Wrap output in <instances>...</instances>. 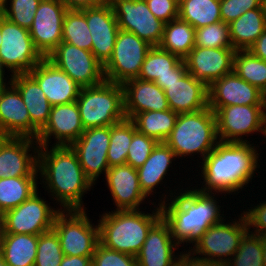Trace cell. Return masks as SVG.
Masks as SVG:
<instances>
[{"instance_id":"1","label":"cell","mask_w":266,"mask_h":266,"mask_svg":"<svg viewBox=\"0 0 266 266\" xmlns=\"http://www.w3.org/2000/svg\"><path fill=\"white\" fill-rule=\"evenodd\" d=\"M250 142H218L202 160L200 176L203 178L200 192L235 194L252 182L260 167L258 150ZM251 180V181H250Z\"/></svg>"},{"instance_id":"2","label":"cell","mask_w":266,"mask_h":266,"mask_svg":"<svg viewBox=\"0 0 266 266\" xmlns=\"http://www.w3.org/2000/svg\"><path fill=\"white\" fill-rule=\"evenodd\" d=\"M48 148H38L40 184H44L45 191L53 196L50 199H55L61 210L86 209L82 197L93 184L85 176L76 153L70 146L50 145Z\"/></svg>"},{"instance_id":"3","label":"cell","mask_w":266,"mask_h":266,"mask_svg":"<svg viewBox=\"0 0 266 266\" xmlns=\"http://www.w3.org/2000/svg\"><path fill=\"white\" fill-rule=\"evenodd\" d=\"M186 188L179 189V193L171 190L170 199L165 195L158 203L162 218L169 224L172 237L180 247L182 243L193 244L201 233L226 217L221 214V206L214 197L218 194L200 192L197 186L191 190L190 186Z\"/></svg>"},{"instance_id":"4","label":"cell","mask_w":266,"mask_h":266,"mask_svg":"<svg viewBox=\"0 0 266 266\" xmlns=\"http://www.w3.org/2000/svg\"><path fill=\"white\" fill-rule=\"evenodd\" d=\"M152 213L137 210H114L99 216V243L104 247L136 257L149 230L162 218L161 207Z\"/></svg>"},{"instance_id":"5","label":"cell","mask_w":266,"mask_h":266,"mask_svg":"<svg viewBox=\"0 0 266 266\" xmlns=\"http://www.w3.org/2000/svg\"><path fill=\"white\" fill-rule=\"evenodd\" d=\"M217 140L216 116L208 106L197 112L179 114L165 143L178 159L199 154L203 160L216 147Z\"/></svg>"},{"instance_id":"6","label":"cell","mask_w":266,"mask_h":266,"mask_svg":"<svg viewBox=\"0 0 266 266\" xmlns=\"http://www.w3.org/2000/svg\"><path fill=\"white\" fill-rule=\"evenodd\" d=\"M84 129L115 125L126 119L122 84L104 80L83 87L76 100Z\"/></svg>"},{"instance_id":"7","label":"cell","mask_w":266,"mask_h":266,"mask_svg":"<svg viewBox=\"0 0 266 266\" xmlns=\"http://www.w3.org/2000/svg\"><path fill=\"white\" fill-rule=\"evenodd\" d=\"M238 217L239 221L234 218L235 221L229 220L226 223V219L223 218L219 223L210 226L198 236L192 244L193 248L189 247L187 251L193 256L197 255V258L216 265H226L236 253L242 237L248 231L243 214L241 213Z\"/></svg>"},{"instance_id":"8","label":"cell","mask_w":266,"mask_h":266,"mask_svg":"<svg viewBox=\"0 0 266 266\" xmlns=\"http://www.w3.org/2000/svg\"><path fill=\"white\" fill-rule=\"evenodd\" d=\"M53 229L64 255L93 256L99 243V226L92 224L86 209L60 210Z\"/></svg>"},{"instance_id":"9","label":"cell","mask_w":266,"mask_h":266,"mask_svg":"<svg viewBox=\"0 0 266 266\" xmlns=\"http://www.w3.org/2000/svg\"><path fill=\"white\" fill-rule=\"evenodd\" d=\"M0 60L13 75L29 73L44 57L35 48L29 29L1 14Z\"/></svg>"},{"instance_id":"10","label":"cell","mask_w":266,"mask_h":266,"mask_svg":"<svg viewBox=\"0 0 266 266\" xmlns=\"http://www.w3.org/2000/svg\"><path fill=\"white\" fill-rule=\"evenodd\" d=\"M152 46L136 34L119 29L113 53L103 66L105 80L123 84L138 78L141 66Z\"/></svg>"},{"instance_id":"11","label":"cell","mask_w":266,"mask_h":266,"mask_svg":"<svg viewBox=\"0 0 266 266\" xmlns=\"http://www.w3.org/2000/svg\"><path fill=\"white\" fill-rule=\"evenodd\" d=\"M266 105H230L210 108L216 116L217 136L220 142H251L243 139L249 134L264 135Z\"/></svg>"},{"instance_id":"12","label":"cell","mask_w":266,"mask_h":266,"mask_svg":"<svg viewBox=\"0 0 266 266\" xmlns=\"http://www.w3.org/2000/svg\"><path fill=\"white\" fill-rule=\"evenodd\" d=\"M38 194V191L34 192L19 206L3 213V233L40 235L53 229L61 209L52 208Z\"/></svg>"},{"instance_id":"13","label":"cell","mask_w":266,"mask_h":266,"mask_svg":"<svg viewBox=\"0 0 266 266\" xmlns=\"http://www.w3.org/2000/svg\"><path fill=\"white\" fill-rule=\"evenodd\" d=\"M119 29L132 32L151 46H159L165 23L155 17L145 0H108Z\"/></svg>"},{"instance_id":"14","label":"cell","mask_w":266,"mask_h":266,"mask_svg":"<svg viewBox=\"0 0 266 266\" xmlns=\"http://www.w3.org/2000/svg\"><path fill=\"white\" fill-rule=\"evenodd\" d=\"M47 58L82 88L98 85L105 80L103 65L89 50L61 42Z\"/></svg>"},{"instance_id":"15","label":"cell","mask_w":266,"mask_h":266,"mask_svg":"<svg viewBox=\"0 0 266 266\" xmlns=\"http://www.w3.org/2000/svg\"><path fill=\"white\" fill-rule=\"evenodd\" d=\"M38 148L33 138L0 136V179L38 177Z\"/></svg>"},{"instance_id":"16","label":"cell","mask_w":266,"mask_h":266,"mask_svg":"<svg viewBox=\"0 0 266 266\" xmlns=\"http://www.w3.org/2000/svg\"><path fill=\"white\" fill-rule=\"evenodd\" d=\"M110 143V126L85 129L70 147L76 153L85 176L93 185L101 173L110 168L107 152Z\"/></svg>"},{"instance_id":"17","label":"cell","mask_w":266,"mask_h":266,"mask_svg":"<svg viewBox=\"0 0 266 266\" xmlns=\"http://www.w3.org/2000/svg\"><path fill=\"white\" fill-rule=\"evenodd\" d=\"M67 10L60 0L40 1L29 33L43 57H47L62 42L63 19Z\"/></svg>"},{"instance_id":"18","label":"cell","mask_w":266,"mask_h":266,"mask_svg":"<svg viewBox=\"0 0 266 266\" xmlns=\"http://www.w3.org/2000/svg\"><path fill=\"white\" fill-rule=\"evenodd\" d=\"M84 130L77 103L60 104L51 107L48 122L36 140L39 146H49L53 136L56 143L52 146H70Z\"/></svg>"},{"instance_id":"19","label":"cell","mask_w":266,"mask_h":266,"mask_svg":"<svg viewBox=\"0 0 266 266\" xmlns=\"http://www.w3.org/2000/svg\"><path fill=\"white\" fill-rule=\"evenodd\" d=\"M86 21L92 36L91 52L104 66L111 58L119 31L111 3L86 8Z\"/></svg>"},{"instance_id":"20","label":"cell","mask_w":266,"mask_h":266,"mask_svg":"<svg viewBox=\"0 0 266 266\" xmlns=\"http://www.w3.org/2000/svg\"><path fill=\"white\" fill-rule=\"evenodd\" d=\"M39 129L31 122L19 91L12 85L0 89V136L37 139Z\"/></svg>"},{"instance_id":"21","label":"cell","mask_w":266,"mask_h":266,"mask_svg":"<svg viewBox=\"0 0 266 266\" xmlns=\"http://www.w3.org/2000/svg\"><path fill=\"white\" fill-rule=\"evenodd\" d=\"M230 105H266L265 95L232 71L208 86L210 108Z\"/></svg>"},{"instance_id":"22","label":"cell","mask_w":266,"mask_h":266,"mask_svg":"<svg viewBox=\"0 0 266 266\" xmlns=\"http://www.w3.org/2000/svg\"><path fill=\"white\" fill-rule=\"evenodd\" d=\"M234 48L194 47L184 58L189 72L209 86L233 71Z\"/></svg>"},{"instance_id":"23","label":"cell","mask_w":266,"mask_h":266,"mask_svg":"<svg viewBox=\"0 0 266 266\" xmlns=\"http://www.w3.org/2000/svg\"><path fill=\"white\" fill-rule=\"evenodd\" d=\"M29 74L37 81L52 106L76 102L82 88L47 57Z\"/></svg>"},{"instance_id":"24","label":"cell","mask_w":266,"mask_h":266,"mask_svg":"<svg viewBox=\"0 0 266 266\" xmlns=\"http://www.w3.org/2000/svg\"><path fill=\"white\" fill-rule=\"evenodd\" d=\"M179 245L172 237L169 224L161 218L148 232L136 255L137 266H177ZM178 254V255H177Z\"/></svg>"},{"instance_id":"25","label":"cell","mask_w":266,"mask_h":266,"mask_svg":"<svg viewBox=\"0 0 266 266\" xmlns=\"http://www.w3.org/2000/svg\"><path fill=\"white\" fill-rule=\"evenodd\" d=\"M115 210H137L147 196L140 188L138 173L128 164L112 166L105 175Z\"/></svg>"},{"instance_id":"26","label":"cell","mask_w":266,"mask_h":266,"mask_svg":"<svg viewBox=\"0 0 266 266\" xmlns=\"http://www.w3.org/2000/svg\"><path fill=\"white\" fill-rule=\"evenodd\" d=\"M126 119L146 111L170 109L164 90L152 81L133 78L122 84Z\"/></svg>"},{"instance_id":"27","label":"cell","mask_w":266,"mask_h":266,"mask_svg":"<svg viewBox=\"0 0 266 266\" xmlns=\"http://www.w3.org/2000/svg\"><path fill=\"white\" fill-rule=\"evenodd\" d=\"M162 89L169 108L178 114L197 112L208 107V86L189 72L178 81L165 84Z\"/></svg>"},{"instance_id":"28","label":"cell","mask_w":266,"mask_h":266,"mask_svg":"<svg viewBox=\"0 0 266 266\" xmlns=\"http://www.w3.org/2000/svg\"><path fill=\"white\" fill-rule=\"evenodd\" d=\"M11 84L19 91L31 122L41 130L48 122L52 107L41 87L29 73L11 76Z\"/></svg>"},{"instance_id":"29","label":"cell","mask_w":266,"mask_h":266,"mask_svg":"<svg viewBox=\"0 0 266 266\" xmlns=\"http://www.w3.org/2000/svg\"><path fill=\"white\" fill-rule=\"evenodd\" d=\"M175 159L177 157L173 150L165 142H158L144 164L136 169L140 188L147 197L152 195L156 186L163 184V179Z\"/></svg>"},{"instance_id":"30","label":"cell","mask_w":266,"mask_h":266,"mask_svg":"<svg viewBox=\"0 0 266 266\" xmlns=\"http://www.w3.org/2000/svg\"><path fill=\"white\" fill-rule=\"evenodd\" d=\"M266 29L265 8L248 10L229 24L230 40L233 48L248 50Z\"/></svg>"},{"instance_id":"31","label":"cell","mask_w":266,"mask_h":266,"mask_svg":"<svg viewBox=\"0 0 266 266\" xmlns=\"http://www.w3.org/2000/svg\"><path fill=\"white\" fill-rule=\"evenodd\" d=\"M38 235L3 233L0 254L7 266H34Z\"/></svg>"},{"instance_id":"32","label":"cell","mask_w":266,"mask_h":266,"mask_svg":"<svg viewBox=\"0 0 266 266\" xmlns=\"http://www.w3.org/2000/svg\"><path fill=\"white\" fill-rule=\"evenodd\" d=\"M195 34L196 29L178 17L164 25L159 47L184 59L194 48Z\"/></svg>"},{"instance_id":"33","label":"cell","mask_w":266,"mask_h":266,"mask_svg":"<svg viewBox=\"0 0 266 266\" xmlns=\"http://www.w3.org/2000/svg\"><path fill=\"white\" fill-rule=\"evenodd\" d=\"M178 113L171 109L165 111H146L136 114L131 121L136 130L157 142H165L175 126Z\"/></svg>"},{"instance_id":"34","label":"cell","mask_w":266,"mask_h":266,"mask_svg":"<svg viewBox=\"0 0 266 266\" xmlns=\"http://www.w3.org/2000/svg\"><path fill=\"white\" fill-rule=\"evenodd\" d=\"M37 177L0 179V213L16 208L38 190Z\"/></svg>"},{"instance_id":"35","label":"cell","mask_w":266,"mask_h":266,"mask_svg":"<svg viewBox=\"0 0 266 266\" xmlns=\"http://www.w3.org/2000/svg\"><path fill=\"white\" fill-rule=\"evenodd\" d=\"M179 18L195 29L220 22V0H182L179 3Z\"/></svg>"},{"instance_id":"36","label":"cell","mask_w":266,"mask_h":266,"mask_svg":"<svg viewBox=\"0 0 266 266\" xmlns=\"http://www.w3.org/2000/svg\"><path fill=\"white\" fill-rule=\"evenodd\" d=\"M182 59L159 46H152L141 66L138 78L154 82L157 78L176 76V65Z\"/></svg>"},{"instance_id":"37","label":"cell","mask_w":266,"mask_h":266,"mask_svg":"<svg viewBox=\"0 0 266 266\" xmlns=\"http://www.w3.org/2000/svg\"><path fill=\"white\" fill-rule=\"evenodd\" d=\"M62 42L91 51L92 36L86 21V8L66 11L63 19Z\"/></svg>"},{"instance_id":"38","label":"cell","mask_w":266,"mask_h":266,"mask_svg":"<svg viewBox=\"0 0 266 266\" xmlns=\"http://www.w3.org/2000/svg\"><path fill=\"white\" fill-rule=\"evenodd\" d=\"M233 71L243 80L266 93V61L249 50L235 51Z\"/></svg>"},{"instance_id":"39","label":"cell","mask_w":266,"mask_h":266,"mask_svg":"<svg viewBox=\"0 0 266 266\" xmlns=\"http://www.w3.org/2000/svg\"><path fill=\"white\" fill-rule=\"evenodd\" d=\"M136 131L135 124L130 119L110 126V143L107 152L109 167L126 164L128 148Z\"/></svg>"},{"instance_id":"40","label":"cell","mask_w":266,"mask_h":266,"mask_svg":"<svg viewBox=\"0 0 266 266\" xmlns=\"http://www.w3.org/2000/svg\"><path fill=\"white\" fill-rule=\"evenodd\" d=\"M263 247L261 236L247 231L239 248L226 266H263Z\"/></svg>"},{"instance_id":"41","label":"cell","mask_w":266,"mask_h":266,"mask_svg":"<svg viewBox=\"0 0 266 266\" xmlns=\"http://www.w3.org/2000/svg\"><path fill=\"white\" fill-rule=\"evenodd\" d=\"M64 254L54 229L38 235L34 266H60Z\"/></svg>"},{"instance_id":"42","label":"cell","mask_w":266,"mask_h":266,"mask_svg":"<svg viewBox=\"0 0 266 266\" xmlns=\"http://www.w3.org/2000/svg\"><path fill=\"white\" fill-rule=\"evenodd\" d=\"M194 47L233 48L229 24L220 21L196 29Z\"/></svg>"},{"instance_id":"43","label":"cell","mask_w":266,"mask_h":266,"mask_svg":"<svg viewBox=\"0 0 266 266\" xmlns=\"http://www.w3.org/2000/svg\"><path fill=\"white\" fill-rule=\"evenodd\" d=\"M41 0H6L1 14L13 23L29 29ZM9 5V6H8Z\"/></svg>"},{"instance_id":"44","label":"cell","mask_w":266,"mask_h":266,"mask_svg":"<svg viewBox=\"0 0 266 266\" xmlns=\"http://www.w3.org/2000/svg\"><path fill=\"white\" fill-rule=\"evenodd\" d=\"M157 141L136 131L133 134L132 142L128 148L126 164L135 169L141 167L152 153Z\"/></svg>"},{"instance_id":"45","label":"cell","mask_w":266,"mask_h":266,"mask_svg":"<svg viewBox=\"0 0 266 266\" xmlns=\"http://www.w3.org/2000/svg\"><path fill=\"white\" fill-rule=\"evenodd\" d=\"M92 266H137L136 257L111 250L100 243L92 256Z\"/></svg>"},{"instance_id":"46","label":"cell","mask_w":266,"mask_h":266,"mask_svg":"<svg viewBox=\"0 0 266 266\" xmlns=\"http://www.w3.org/2000/svg\"><path fill=\"white\" fill-rule=\"evenodd\" d=\"M265 8L264 0H220L221 20L230 24L248 10Z\"/></svg>"},{"instance_id":"47","label":"cell","mask_w":266,"mask_h":266,"mask_svg":"<svg viewBox=\"0 0 266 266\" xmlns=\"http://www.w3.org/2000/svg\"><path fill=\"white\" fill-rule=\"evenodd\" d=\"M258 204L242 214L246 220L248 231L261 236L266 235V201H262V203L259 201ZM251 227H253L252 231H250Z\"/></svg>"},{"instance_id":"48","label":"cell","mask_w":266,"mask_h":266,"mask_svg":"<svg viewBox=\"0 0 266 266\" xmlns=\"http://www.w3.org/2000/svg\"><path fill=\"white\" fill-rule=\"evenodd\" d=\"M149 10L165 24L179 17V3L175 0H145Z\"/></svg>"},{"instance_id":"49","label":"cell","mask_w":266,"mask_h":266,"mask_svg":"<svg viewBox=\"0 0 266 266\" xmlns=\"http://www.w3.org/2000/svg\"><path fill=\"white\" fill-rule=\"evenodd\" d=\"M185 250L186 249H184V252H180L177 266H216V264L197 258Z\"/></svg>"},{"instance_id":"50","label":"cell","mask_w":266,"mask_h":266,"mask_svg":"<svg viewBox=\"0 0 266 266\" xmlns=\"http://www.w3.org/2000/svg\"><path fill=\"white\" fill-rule=\"evenodd\" d=\"M186 73H187V67H186V64L184 62V59H182L176 65V76H167V77L157 78L154 81V83L159 85L162 88L165 84H170L172 82L178 81Z\"/></svg>"},{"instance_id":"51","label":"cell","mask_w":266,"mask_h":266,"mask_svg":"<svg viewBox=\"0 0 266 266\" xmlns=\"http://www.w3.org/2000/svg\"><path fill=\"white\" fill-rule=\"evenodd\" d=\"M67 9L81 10L103 4L106 0H60Z\"/></svg>"},{"instance_id":"52","label":"cell","mask_w":266,"mask_h":266,"mask_svg":"<svg viewBox=\"0 0 266 266\" xmlns=\"http://www.w3.org/2000/svg\"><path fill=\"white\" fill-rule=\"evenodd\" d=\"M60 266H92V256L64 255Z\"/></svg>"},{"instance_id":"53","label":"cell","mask_w":266,"mask_h":266,"mask_svg":"<svg viewBox=\"0 0 266 266\" xmlns=\"http://www.w3.org/2000/svg\"><path fill=\"white\" fill-rule=\"evenodd\" d=\"M248 50L256 57L266 61V29Z\"/></svg>"},{"instance_id":"54","label":"cell","mask_w":266,"mask_h":266,"mask_svg":"<svg viewBox=\"0 0 266 266\" xmlns=\"http://www.w3.org/2000/svg\"><path fill=\"white\" fill-rule=\"evenodd\" d=\"M6 74H5V67L3 66V64H2V62H1V60H0V89L1 88H4V87H6V86H8V85H10L11 84V77L9 78V81L7 82L6 80L8 79V78H5L4 76H5ZM5 81V82H4ZM8 84H7V83Z\"/></svg>"},{"instance_id":"55","label":"cell","mask_w":266,"mask_h":266,"mask_svg":"<svg viewBox=\"0 0 266 266\" xmlns=\"http://www.w3.org/2000/svg\"><path fill=\"white\" fill-rule=\"evenodd\" d=\"M262 247H263V266H266V235H261Z\"/></svg>"},{"instance_id":"56","label":"cell","mask_w":266,"mask_h":266,"mask_svg":"<svg viewBox=\"0 0 266 266\" xmlns=\"http://www.w3.org/2000/svg\"><path fill=\"white\" fill-rule=\"evenodd\" d=\"M3 236V214L0 213V244Z\"/></svg>"},{"instance_id":"57","label":"cell","mask_w":266,"mask_h":266,"mask_svg":"<svg viewBox=\"0 0 266 266\" xmlns=\"http://www.w3.org/2000/svg\"><path fill=\"white\" fill-rule=\"evenodd\" d=\"M0 266H7L1 254H0Z\"/></svg>"},{"instance_id":"58","label":"cell","mask_w":266,"mask_h":266,"mask_svg":"<svg viewBox=\"0 0 266 266\" xmlns=\"http://www.w3.org/2000/svg\"><path fill=\"white\" fill-rule=\"evenodd\" d=\"M264 138H266V107H265V121H264Z\"/></svg>"},{"instance_id":"59","label":"cell","mask_w":266,"mask_h":266,"mask_svg":"<svg viewBox=\"0 0 266 266\" xmlns=\"http://www.w3.org/2000/svg\"><path fill=\"white\" fill-rule=\"evenodd\" d=\"M6 0H0V10L5 7Z\"/></svg>"},{"instance_id":"60","label":"cell","mask_w":266,"mask_h":266,"mask_svg":"<svg viewBox=\"0 0 266 266\" xmlns=\"http://www.w3.org/2000/svg\"><path fill=\"white\" fill-rule=\"evenodd\" d=\"M1 43H2V39H1V14H0V46H1Z\"/></svg>"},{"instance_id":"61","label":"cell","mask_w":266,"mask_h":266,"mask_svg":"<svg viewBox=\"0 0 266 266\" xmlns=\"http://www.w3.org/2000/svg\"><path fill=\"white\" fill-rule=\"evenodd\" d=\"M264 6H265V10H266V0H264Z\"/></svg>"}]
</instances>
